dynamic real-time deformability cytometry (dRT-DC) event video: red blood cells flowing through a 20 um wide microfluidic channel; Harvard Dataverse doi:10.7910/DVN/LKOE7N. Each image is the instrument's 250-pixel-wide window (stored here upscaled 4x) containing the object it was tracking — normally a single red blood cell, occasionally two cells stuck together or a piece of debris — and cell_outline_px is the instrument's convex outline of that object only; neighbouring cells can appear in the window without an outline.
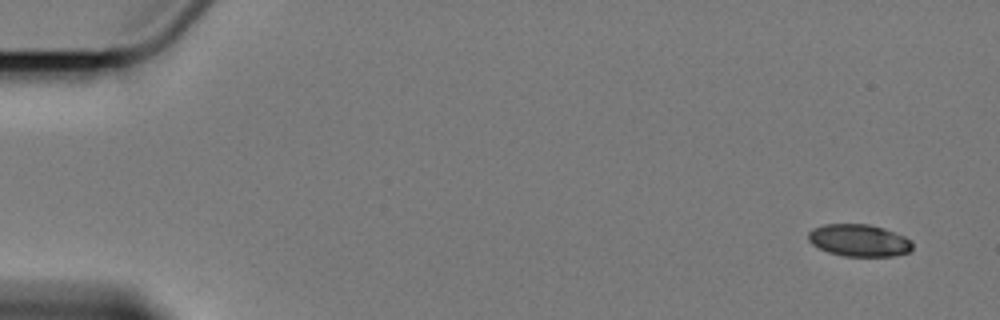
{"species": "Egyptian fruit bat (a non-hibernating species)", "species_latin": "Rousettus aegyptiacus", "temperature_condition": "cold", "stored_images_in_passage": 5, "camera_frame_rate_fps": 3000, "um_per_image_px": 0.085, "animal": {"sex": "female"}, "frame": {"image": 1, "passage_image": 1, "time_ms": 0.0, "image_size_px": [1000, 320], "cell_outline_px": [[912, 248], [908, 252], [892, 256], [844, 256], [828, 252], [812, 244], [808, 240], [808, 232], [812, 228], [824, 224], [868, 224], [884, 228], [904, 236], [912, 240]], "centroid_in_image_um": [73.0, 20.42], "position_along_channel_um": 12.0, "area_um2": 19.54}}